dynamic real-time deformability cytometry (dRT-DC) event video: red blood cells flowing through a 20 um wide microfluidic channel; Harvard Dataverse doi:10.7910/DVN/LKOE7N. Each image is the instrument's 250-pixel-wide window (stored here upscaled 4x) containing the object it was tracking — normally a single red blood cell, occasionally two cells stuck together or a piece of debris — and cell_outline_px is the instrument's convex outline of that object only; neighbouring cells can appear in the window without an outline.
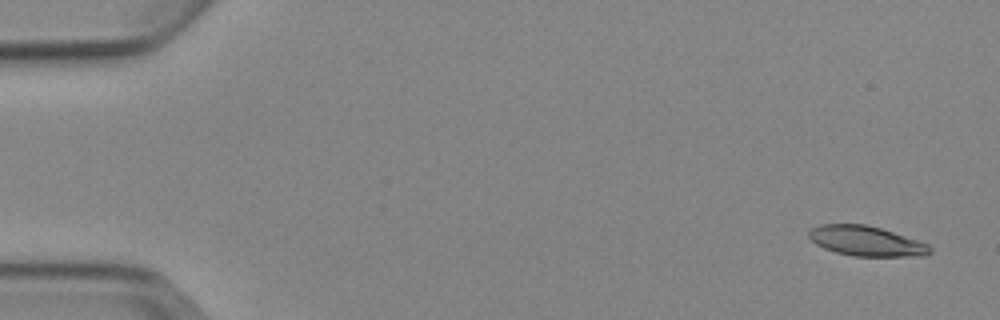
{"species": "Egyptian fruit bat (a non-hibernating species)", "species_latin": "Rousettus aegyptiacus", "temperature_condition": "cold", "stored_images_in_passage": 5, "camera_frame_rate_fps": 3000, "um_per_image_px": 0.085, "animal": {"sex": "female"}, "frame": {"image": 1, "passage_image": 1, "time_ms": 0.0, "image_size_px": [1000, 320], "cell_outline_px": [[932, 252], [924, 256], [852, 256], [836, 252], [824, 248], [816, 244], [808, 236], [808, 232], [812, 228], [820, 224], [864, 224], [880, 228], [928, 244], [932, 248]], "centroid_in_image_um": [73.62, 20.49], "position_along_channel_um": 11.4, "area_um2": 20.98}}
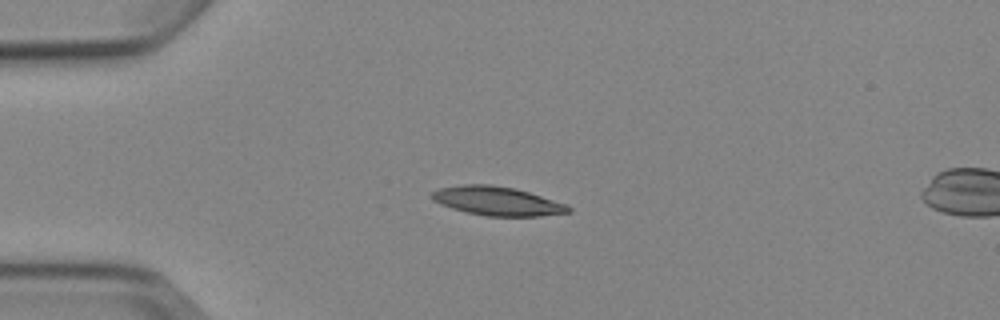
{"frame": {"image": 2, "passage_image": 4, "time_ms": 3.667, "image_size_px": [1000, 320], "cell_outline_px": [[572, 212], [540, 216], [484, 216], [452, 208], [440, 204], [432, 200], [428, 196], [432, 192], [440, 188], [464, 184], [492, 184], [516, 188], [568, 204], [572, 208]], "centroid_in_image_um": [42.28, 17.08], "position_along_channel_um": 42.7, "area_um2": 23.24}}